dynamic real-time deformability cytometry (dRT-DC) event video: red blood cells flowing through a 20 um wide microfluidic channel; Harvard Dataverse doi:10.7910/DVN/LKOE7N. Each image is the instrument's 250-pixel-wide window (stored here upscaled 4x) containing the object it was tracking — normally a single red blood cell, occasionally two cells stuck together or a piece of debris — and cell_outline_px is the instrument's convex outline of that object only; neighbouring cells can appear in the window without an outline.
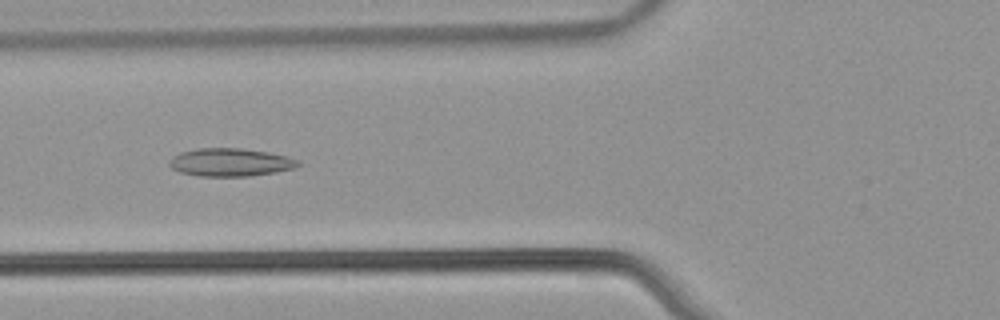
{"species": "common noctule bat (a hibernating species)", "species_latin": "Nyctalus noctula", "temperature_condition": "warm", "stored_images_in_passage": 48, "camera_frame_rate_fps": 3000, "um_per_image_px": 0.085, "animal": {"sex": "male", "body_mass_g": 21.5, "forearm_length_mm": 52.0}, "frame": {"image": 1, "passage_image": 20, "time_ms": 6.333, "image_size_px": [1000, 320], "cell_outline_px": [[300, 164], [296, 168], [276, 172], [252, 176], [200, 176], [180, 172], [172, 168], [168, 164], [172, 156], [180, 152], [196, 148], [240, 148], [268, 152], [284, 156], [296, 160]], "centroid_in_image_um": [19.55, 13.8], "position_along_channel_um": 106.3, "area_um2": 20.98}}
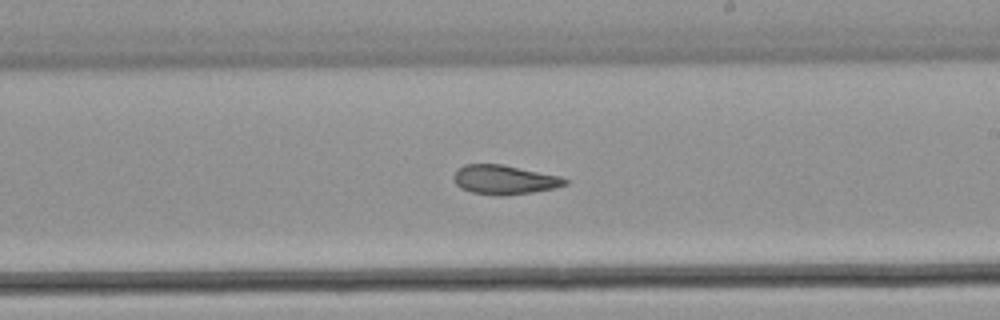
{"frame": {"image": 2, "passage_image": 31, "time_ms": 10.0, "image_size_px": [1000, 320], "cell_outline_px": [[568, 184], [556, 188], [532, 192], [500, 196], [496, 196], [472, 192], [460, 188], [456, 184], [452, 176], [456, 168], [464, 164], [504, 164], [560, 176], [568, 180]], "centroid_in_image_um": [42.85, 15.27], "position_along_channel_um": 246.2, "area_um2": 19.25}}
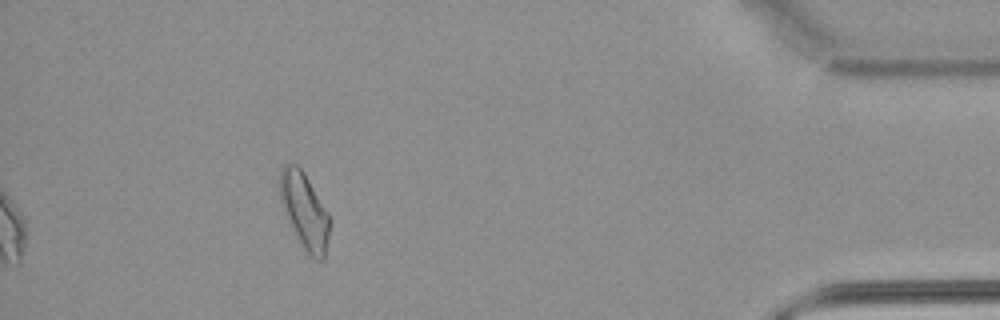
{"frame": {"image": 3, "passage_image": 48, "time_ms": 15.667, "image_size_px": [1000, 320], "cell_outline_px": [[328, 236], [324, 260], [316, 260], [304, 248], [280, 200], [280, 172], [284, 164], [296, 164], [304, 172], [328, 212]], "centroid_in_image_um": [25.89, 17.87], "position_along_channel_um": 409.3, "area_um2": 20.98}, "authors_computed_cell_mechanics": {"area_um2": 20.519, "velocity_mm_per_s": 3.8157, "shape_relaxation_time_tau1_ms": null, "shape_relaxation_time_tau2_ms": 2.9055, "deformation_change_tau1": null, "deformation_change_tau2": 0.1006}}